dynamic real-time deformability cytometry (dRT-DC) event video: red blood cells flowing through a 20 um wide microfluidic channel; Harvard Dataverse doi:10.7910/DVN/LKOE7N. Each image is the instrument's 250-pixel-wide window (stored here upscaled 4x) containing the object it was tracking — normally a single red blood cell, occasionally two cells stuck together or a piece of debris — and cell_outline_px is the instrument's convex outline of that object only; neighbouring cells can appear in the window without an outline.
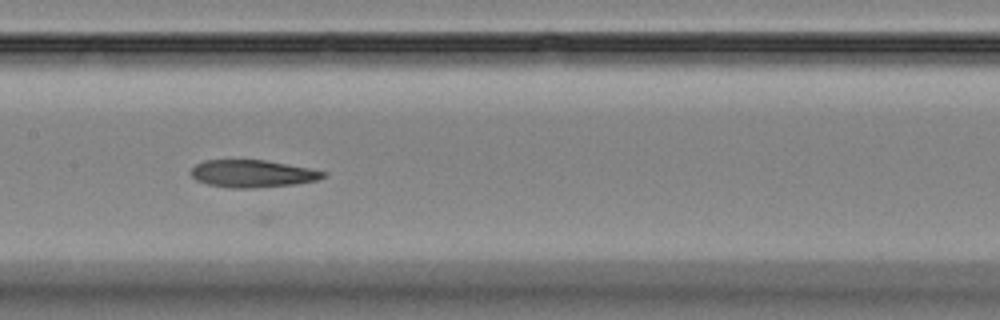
{"species": "Egyptian fruit bat (a non-hibernating species)", "species_latin": "Rousettus aegyptiacus", "temperature_condition": "room temperature", "stored_images_in_passage": 7, "camera_frame_rate_fps": 3000, "um_per_image_px": 0.085, "animal": {"sex": "female"}, "frame": {"image": 1, "passage_image": 7, "time_ms": 7.0, "image_size_px": [1000, 320], "cell_outline_px": [[328, 176], [316, 180], [296, 184], [252, 188], [228, 188], [208, 184], [196, 180], [188, 172], [196, 164], [204, 160], [264, 160], [308, 168], [328, 172]], "centroid_in_image_um": [21.45, 14.76], "position_along_channel_um": 186.0, "area_um2": 21.15}}